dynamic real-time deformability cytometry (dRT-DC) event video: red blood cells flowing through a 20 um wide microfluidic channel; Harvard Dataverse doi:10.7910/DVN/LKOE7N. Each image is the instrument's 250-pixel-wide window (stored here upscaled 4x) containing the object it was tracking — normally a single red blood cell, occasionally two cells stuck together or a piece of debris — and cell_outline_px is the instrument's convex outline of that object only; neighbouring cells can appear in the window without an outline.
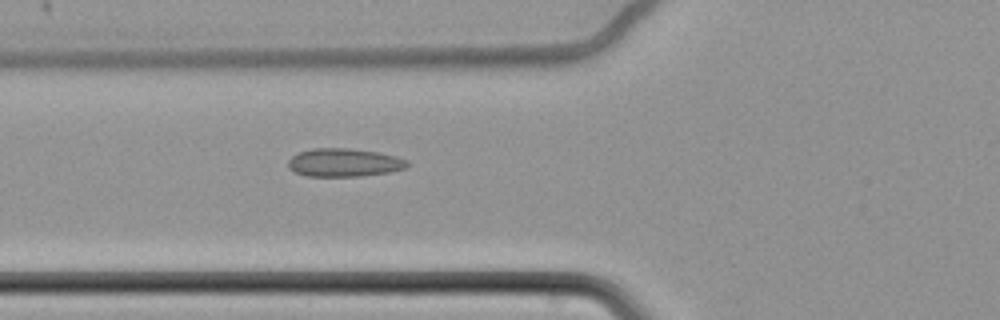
{"species": "common noctule bat (a hibernating species)", "species_latin": "Nyctalus noctula", "temperature_condition": "cold", "stored_images_in_passage": 6, "camera_frame_rate_fps": 3000, "um_per_image_px": 0.085, "animal": {"sex": "female", "body_mass_g": 22.7, "forearm_length_mm": 54.2}, "frame": {"image": 1, "passage_image": 6, "time_ms": 1.667, "image_size_px": [1000, 320], "cell_outline_px": [[408, 164], [404, 168], [392, 172], [360, 176], [308, 176], [296, 172], [288, 168], [288, 160], [292, 156], [300, 152], [312, 148], [348, 148], [376, 152], [396, 156], [408, 160]], "centroid_in_image_um": [29.25, 13.82], "position_along_channel_um": 96.6, "area_um2": 19.54}}